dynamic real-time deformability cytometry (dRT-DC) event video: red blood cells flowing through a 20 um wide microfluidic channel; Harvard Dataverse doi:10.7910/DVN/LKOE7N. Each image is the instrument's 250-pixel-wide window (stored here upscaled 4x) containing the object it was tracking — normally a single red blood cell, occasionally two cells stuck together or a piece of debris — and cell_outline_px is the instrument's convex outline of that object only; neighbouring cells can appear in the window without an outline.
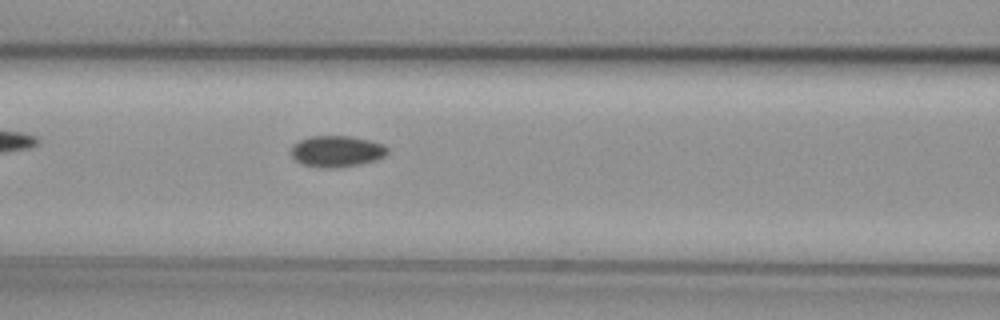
{"species": "common noctule bat (a hibernating species)", "species_latin": "Nyctalus noctula", "temperature_condition": "cold", "stored_images_in_passage": 35, "camera_frame_rate_fps": 3000, "um_per_image_px": 0.085, "animal": {"sex": "female", "body_mass_g": 29.2, "forearm_length_mm": 56.3}, "frame": {"image": 1, "passage_image": 6, "time_ms": 1.667, "image_size_px": [1000, 320], "cell_outline_px": [[388, 152], [384, 156], [376, 160], [360, 164], [336, 168], [320, 168], [300, 164], [292, 156], [292, 144], [300, 140], [312, 136], [348, 136], [368, 140], [384, 144], [388, 148]], "centroid_in_image_um": [28.61, 12.87], "position_along_channel_um": 138.0, "area_um2": 17.63}}